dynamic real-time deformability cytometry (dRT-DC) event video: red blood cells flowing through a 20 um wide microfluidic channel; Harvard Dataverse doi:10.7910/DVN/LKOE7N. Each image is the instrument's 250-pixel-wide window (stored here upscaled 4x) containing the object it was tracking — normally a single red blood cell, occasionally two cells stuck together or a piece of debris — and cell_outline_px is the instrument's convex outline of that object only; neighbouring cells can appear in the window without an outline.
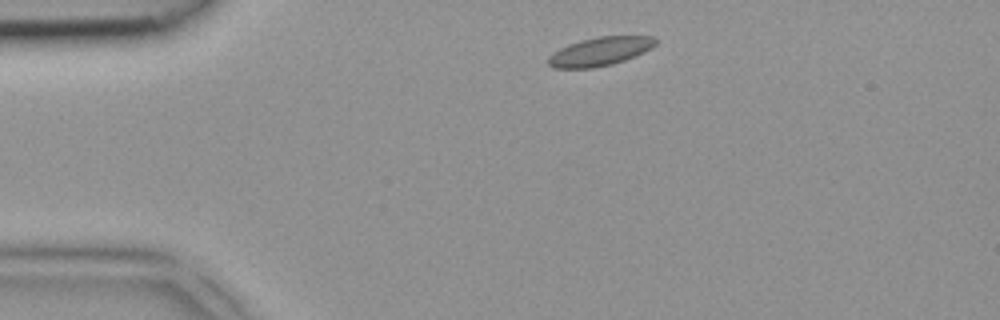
{"species": "common noctule bat (a hibernating species)", "species_latin": "Nyctalus noctula", "temperature_condition": "room temperature", "stored_images_in_passage": 2, "camera_frame_rate_fps": 3000, "um_per_image_px": 0.085, "animal": {"sex": "female", "body_mass_g": 18.4}, "frame": {"image": 1, "passage_image": 1, "time_ms": 0.0, "image_size_px": [1000, 320], "cell_outline_px": [[656, 44], [652, 48], [644, 52], [624, 60], [612, 64], [592, 68], [552, 68], [548, 64], [548, 56], [552, 52], [568, 44], [580, 40], [600, 36], [656, 36]], "centroid_in_image_um": [50.98, 4.37], "position_along_channel_um": 34.0, "area_um2": 17.98}}